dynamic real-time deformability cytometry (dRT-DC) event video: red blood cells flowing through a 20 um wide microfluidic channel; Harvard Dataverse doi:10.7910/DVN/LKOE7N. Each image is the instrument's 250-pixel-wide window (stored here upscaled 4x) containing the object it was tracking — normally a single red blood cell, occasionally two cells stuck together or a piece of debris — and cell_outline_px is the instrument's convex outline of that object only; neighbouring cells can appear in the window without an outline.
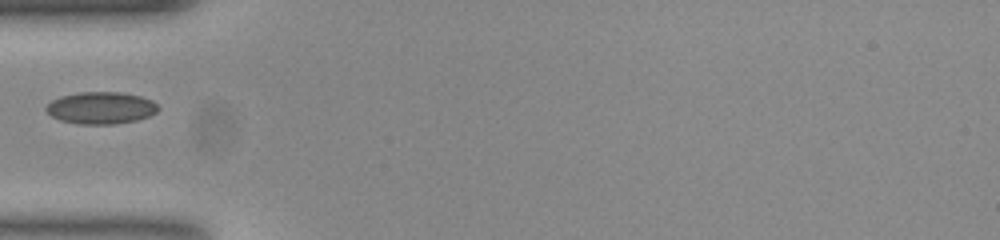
{"species": "common noctule bat (a hibernating species)", "species_latin": "Nyctalus noctula", "temperature_condition": "room temperature", "stored_images_in_passage": 37, "camera_frame_rate_fps": 3000, "um_per_image_px": 0.085, "animal": {"sex": "female", "body_mass_g": 23.0, "forearm_length_mm": 53.4}, "frame": {"image": 1, "passage_image": 1, "time_ms": 0.0, "image_size_px": [1000, 240], "cell_outline_px": [[160, 108], [156, 112], [148, 116], [136, 120], [112, 124], [80, 124], [60, 120], [52, 116], [44, 108], [52, 100], [60, 96], [80, 92], [120, 92], [140, 96], [152, 100]], "centroid_in_image_um": [8.57, 9.16], "position_along_channel_um": 76.4, "area_um2": 20.81}}
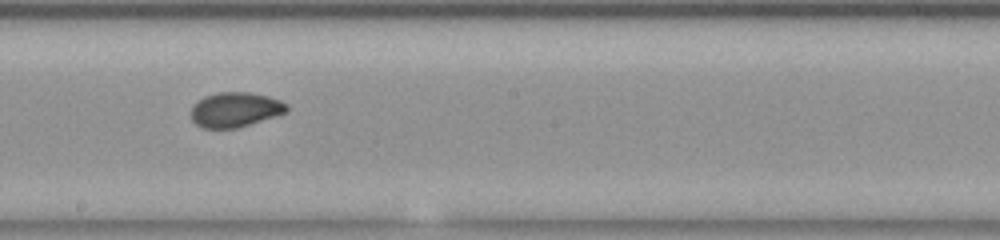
{"frame": {"image": 2, "passage_image": 13, "time_ms": 4.0, "image_size_px": [1000, 240], "cell_outline_px": [[288, 112], [236, 128], [204, 128], [196, 124], [192, 120], [192, 104], [204, 96], [216, 92], [248, 92], [268, 96], [280, 100], [288, 104]], "centroid_in_image_um": [19.99, 9.31], "position_along_channel_um": 228.2, "area_um2": 19.42}}
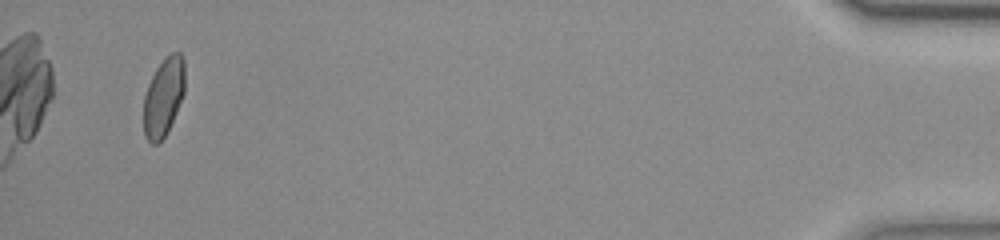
{"frame": {"image": 3, "passage_image": 35, "time_ms": 11.333, "image_size_px": [1000, 240], "cell_outline_px": [[184, 92], [172, 120], [160, 144], [152, 144], [144, 136], [144, 96], [148, 84], [156, 68], [172, 52], [180, 52], [184, 60]], "centroid_in_image_um": [13.89, 8.25], "position_along_channel_um": 421.3, "area_um2": 18.5}}